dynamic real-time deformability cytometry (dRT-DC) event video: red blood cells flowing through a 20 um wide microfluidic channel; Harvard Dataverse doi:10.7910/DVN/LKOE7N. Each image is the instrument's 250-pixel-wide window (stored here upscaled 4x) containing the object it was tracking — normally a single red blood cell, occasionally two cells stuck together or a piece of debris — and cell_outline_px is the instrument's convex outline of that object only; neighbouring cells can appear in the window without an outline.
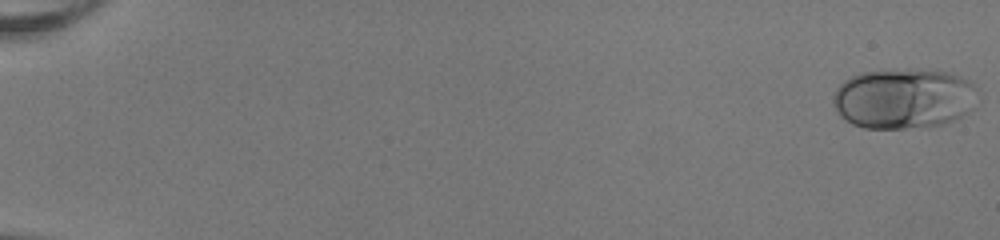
{"species": "human", "species_latin": "Homo sapiens", "temperature_condition": "room temperature", "stored_images_in_passage": 52, "camera_frame_rate_fps": 3000, "um_per_image_px": 0.085, "donor": {"sex": "female"}, "frame": {"image": 1, "passage_image": 1, "time_ms": 0.0, "image_size_px": [1000, 240], "cell_outline_px": [[976, 108], [952, 120], [928, 128], [864, 128], [852, 124], [844, 120], [836, 112], [832, 104], [832, 96], [836, 88], [844, 80], [860, 72], [948, 72], [960, 76], [968, 80], [976, 88]], "centroid_in_image_um": [76.79, 8.43], "position_along_channel_um": 8.2, "area_um2": 50.4}}
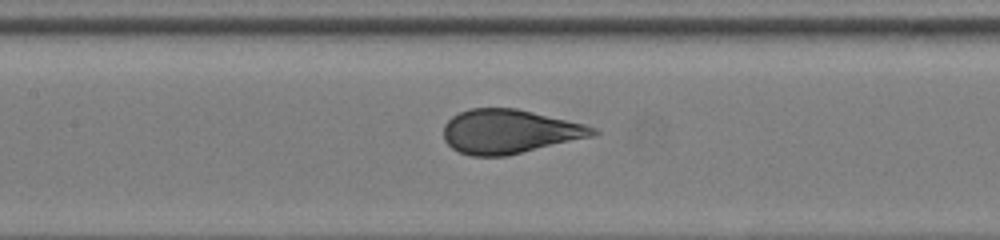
{"frame": {"image": 2, "passage_image": 27, "time_ms": 8.667, "image_size_px": [1000, 240], "cell_outline_px": [[600, 132], [596, 136], [508, 156], [472, 156], [460, 152], [452, 148], [444, 140], [444, 124], [452, 116], [460, 112], [472, 108], [516, 108], [584, 124], [596, 128]], "centroid_in_image_um": [43.33, 11.19], "position_along_channel_um": 164.1, "area_um2": 38.55}}
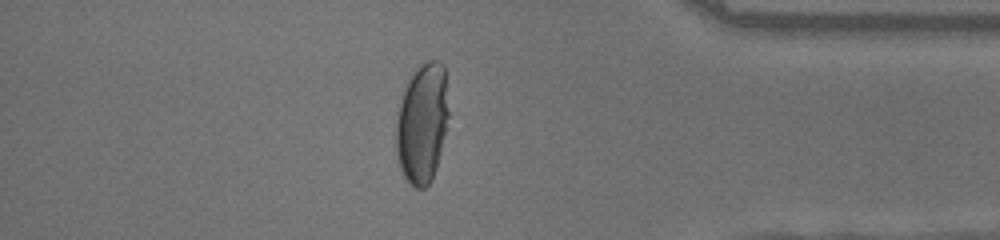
{"frame": {"image": 3, "passage_image": 46, "time_ms": 15.0, "image_size_px": [1000, 240], "cell_outline_px": [[448, 116], [440, 152], [436, 168], [432, 180], [424, 188], [416, 188], [404, 176], [400, 168], [396, 152], [396, 120], [400, 104], [408, 80], [416, 68], [420, 64], [428, 60], [440, 60], [444, 64], [448, 112]], "centroid_in_image_um": [35.88, 10.45], "position_along_channel_um": 399.3, "area_um2": 36.41}, "authors_computed_cell_mechanics": {"area_um2": 40.3444, "velocity_mm_per_s": 4.0375, "shape_relaxation_time_tau1_ms": 4.5773, "shape_relaxation_time_tau2_ms": null, "deformation_change_tau1": 0.2183, "deformation_change_tau2": null}}